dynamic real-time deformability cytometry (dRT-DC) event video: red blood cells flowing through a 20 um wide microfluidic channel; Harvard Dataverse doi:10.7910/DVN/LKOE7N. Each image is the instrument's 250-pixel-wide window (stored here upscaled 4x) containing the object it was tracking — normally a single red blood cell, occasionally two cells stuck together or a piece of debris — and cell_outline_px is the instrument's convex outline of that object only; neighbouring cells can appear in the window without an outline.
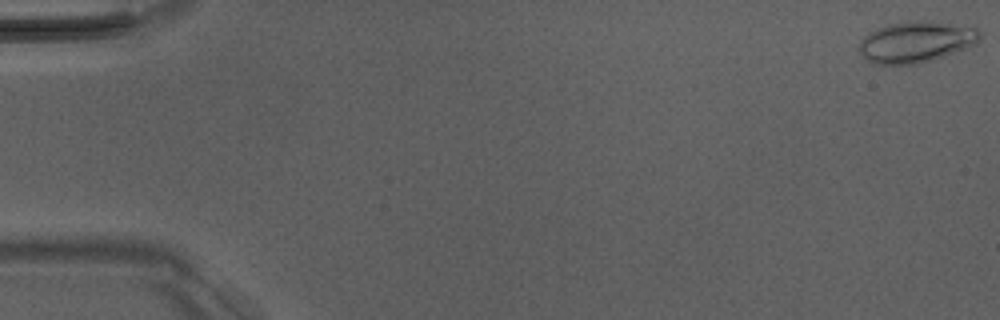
{"species": "Egyptian fruit bat (a non-hibernating species)", "species_latin": "Rousettus aegyptiacus", "temperature_condition": "room temperature", "stored_images_in_passage": 51, "camera_frame_rate_fps": 3000, "um_per_image_px": 0.085, "animal": {"sex": "male"}, "frame": {"image": 1, "passage_image": 1, "time_ms": 0.0, "image_size_px": [1000, 320], "cell_outline_px": [[980, 40], [976, 44], [944, 56], [916, 64], [876, 64], [868, 60], [860, 52], [860, 40], [868, 32], [888, 24], [908, 20], [972, 24], [980, 32]], "centroid_in_image_um": [77.91, 3.53], "position_along_channel_um": 7.1, "area_um2": 29.13}}
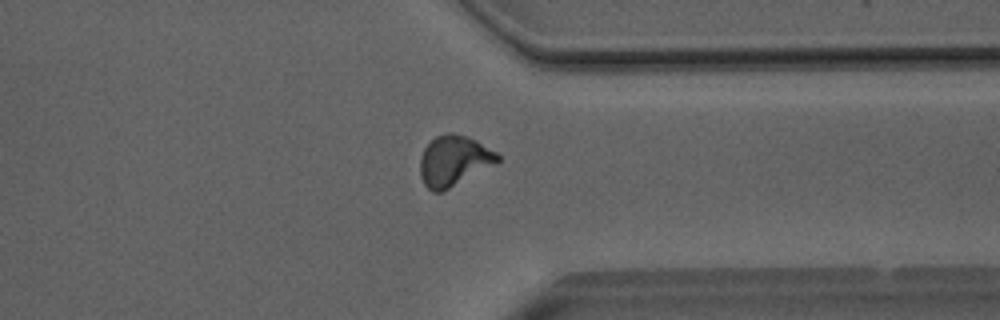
{"frame": {"image": 2, "passage_image": 40, "time_ms": 13.0, "image_size_px": [1000, 320], "cell_outline_px": [[500, 160], [448, 188], [440, 192], [432, 192], [424, 184], [420, 176], [420, 156], [424, 148], [436, 136], [448, 132], [452, 132], [476, 140], [496, 152], [500, 156]], "centroid_in_image_um": [38.53, 13.64], "position_along_channel_um": 372.9, "area_um2": 22.25}}
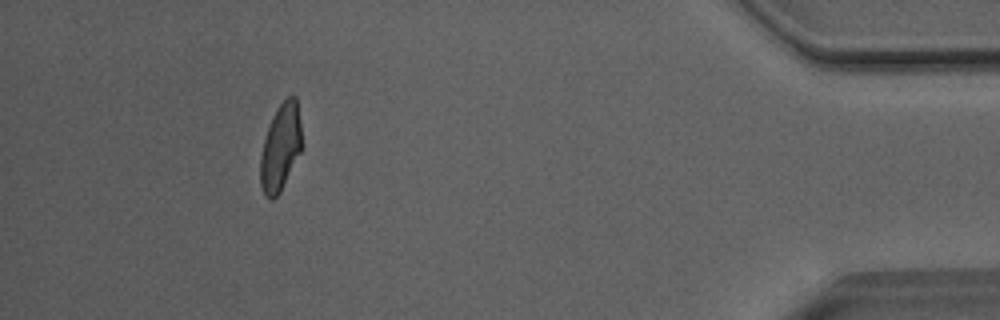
{"frame": {"image": 3, "passage_image": 47, "time_ms": 15.333, "image_size_px": [1000, 320], "cell_outline_px": [[300, 152], [280, 192], [272, 200], [268, 200], [264, 196], [260, 184], [260, 156], [264, 140], [272, 116], [276, 108], [288, 96], [296, 96], [300, 124]], "centroid_in_image_um": [23.81, 12.56], "position_along_channel_um": 411.4, "area_um2": 20.69}, "authors_computed_cell_mechanics": {"area_um2": 22.0218, "velocity_mm_per_s": 4.0775, "shape_relaxation_time_tau1_ms": 4.9781, "shape_relaxation_time_tau2_ms": 1.0745, "deformation_change_tau1": 0.1834, "deformation_change_tau2": 0.073}}